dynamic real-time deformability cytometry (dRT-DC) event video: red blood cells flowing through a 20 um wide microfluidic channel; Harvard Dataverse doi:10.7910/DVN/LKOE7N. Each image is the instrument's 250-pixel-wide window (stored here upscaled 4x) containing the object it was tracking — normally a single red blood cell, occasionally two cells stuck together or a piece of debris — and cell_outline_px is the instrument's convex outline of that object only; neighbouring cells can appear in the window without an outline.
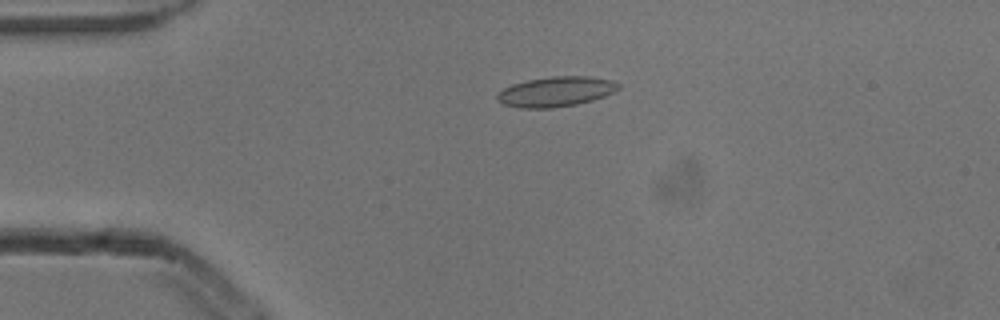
{"species": "common noctule bat (a hibernating species)", "species_latin": "Nyctalus noctula", "temperature_condition": "cold", "stored_images_in_passage": 5, "camera_frame_rate_fps": 3000, "um_per_image_px": 0.085, "animal": {"sex": "male", "body_mass_g": 13.3}, "frame": {"image": 1, "passage_image": 4, "time_ms": 1.0, "image_size_px": [1000, 320], "cell_outline_px": [[620, 88], [604, 96], [592, 100], [576, 104], [552, 108], [520, 108], [504, 104], [496, 100], [496, 96], [504, 88], [512, 84], [528, 80], [552, 76], [588, 76], [612, 80], [620, 84]], "centroid_in_image_um": [47.25, 7.78], "position_along_channel_um": 37.8, "area_um2": 21.1}}